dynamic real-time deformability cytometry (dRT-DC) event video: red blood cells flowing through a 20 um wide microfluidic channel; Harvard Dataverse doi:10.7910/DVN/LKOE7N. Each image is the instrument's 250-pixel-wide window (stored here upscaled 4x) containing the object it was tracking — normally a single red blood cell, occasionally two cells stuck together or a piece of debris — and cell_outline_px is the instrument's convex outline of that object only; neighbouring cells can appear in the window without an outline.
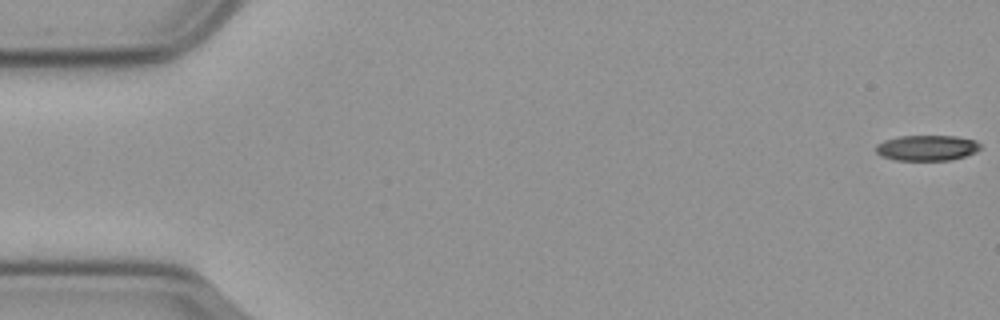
{"species": "common noctule bat (a hibernating species)", "species_latin": "Nyctalus noctula", "temperature_condition": "cold", "stored_images_in_passage": 9, "camera_frame_rate_fps": 3000, "um_per_image_px": 0.085, "animal": {"sex": "male", "body_mass_g": 23.1, "forearm_length_mm": 52.7}, "frame": {"image": 1, "passage_image": 1, "time_ms": 0.0, "image_size_px": [1000, 320], "cell_outline_px": [[980, 148], [976, 152], [952, 160], [896, 160], [884, 156], [876, 152], [876, 144], [884, 140], [900, 136], [956, 136], [976, 140], [980, 144]], "centroid_in_image_um": [78.81, 12.56], "position_along_channel_um": 6.2, "area_um2": 15.49}}